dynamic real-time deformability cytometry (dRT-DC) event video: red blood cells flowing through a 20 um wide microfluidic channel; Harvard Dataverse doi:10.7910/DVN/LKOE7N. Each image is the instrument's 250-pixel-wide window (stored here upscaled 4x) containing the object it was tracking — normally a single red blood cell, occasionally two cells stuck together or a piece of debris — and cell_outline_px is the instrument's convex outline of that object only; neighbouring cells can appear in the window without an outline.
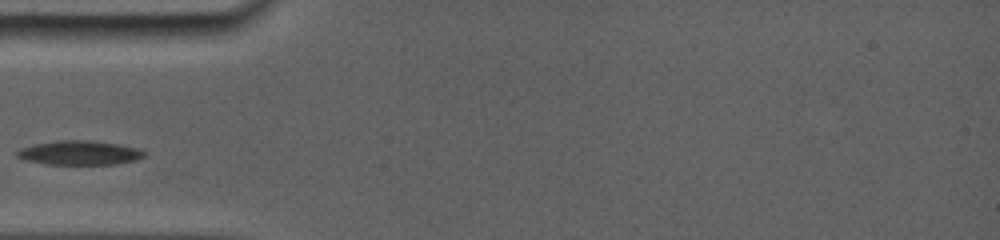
{"species": "common noctule bat (a hibernating species)", "species_latin": "Nyctalus noctula", "temperature_condition": "room temperature", "stored_images_in_passage": 2, "camera_frame_rate_fps": 5000, "um_per_image_px": 0.085, "animal": {"sex": "female", "body_mass_g": 19.0, "forearm_length_mm": 56.7}, "frame": {"image": 1, "passage_image": 2, "time_ms": 0.8, "image_size_px": [1000, 240], "cell_outline_px": [[144, 156], [136, 160], [116, 164], [44, 164], [28, 160], [16, 156], [16, 152], [24, 148], [36, 144], [64, 140], [84, 140], [116, 144], [136, 148], [144, 152]], "centroid_in_image_um": [6.77, 13.0], "position_along_channel_um": 78.2, "area_um2": 17.4}}